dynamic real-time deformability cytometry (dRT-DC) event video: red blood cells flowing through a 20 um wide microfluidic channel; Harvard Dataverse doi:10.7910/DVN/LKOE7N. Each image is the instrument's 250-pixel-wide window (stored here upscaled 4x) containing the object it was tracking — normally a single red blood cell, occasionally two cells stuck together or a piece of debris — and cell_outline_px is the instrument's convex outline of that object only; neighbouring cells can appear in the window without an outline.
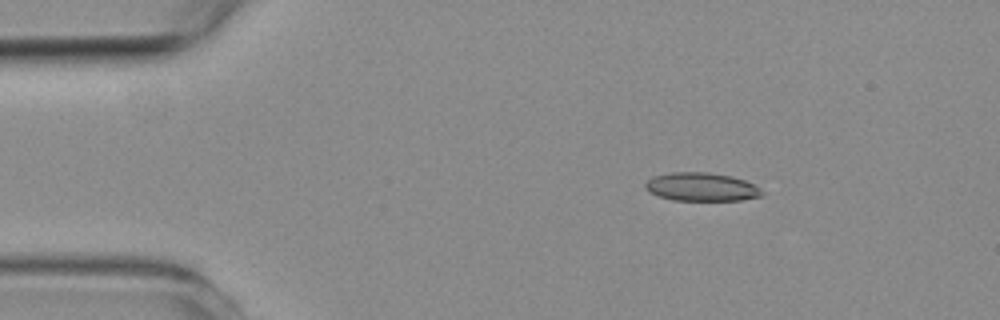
{"species": "common noctule bat (a hibernating species)", "species_latin": "Nyctalus noctula", "temperature_condition": "room temperature", "stored_images_in_passage": 4, "camera_frame_rate_fps": 3000, "um_per_image_px": 0.085, "animal": {"sex": "female", "body_mass_g": 19.3, "forearm_length_mm": 54.1}, "frame": {"image": 1, "passage_image": 2, "time_ms": 1.333, "image_size_px": [1000, 320], "cell_outline_px": [[764, 196], [740, 200], [672, 200], [648, 192], [644, 188], [644, 184], [652, 176], [672, 172], [708, 172], [732, 176], [744, 180], [760, 188], [764, 192]], "centroid_in_image_um": [59.61, 15.88], "position_along_channel_um": 25.4, "area_um2": 19.42}}
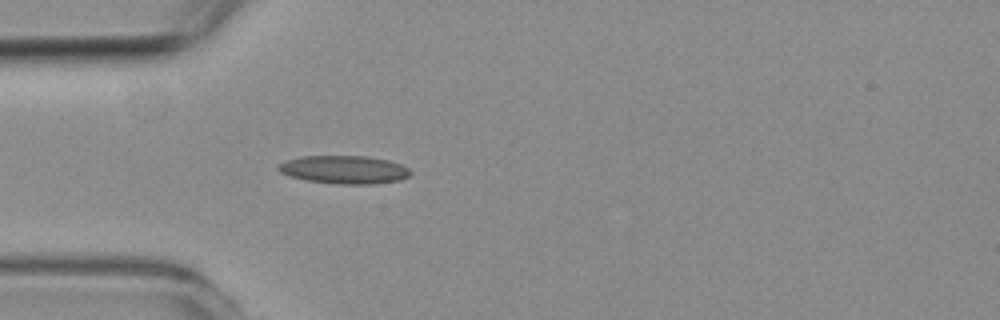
{"frame": {"image": 2, "passage_image": 4, "time_ms": 3.667, "image_size_px": [1000, 320], "cell_outline_px": [[412, 172], [408, 176], [400, 180], [372, 184], [336, 184], [308, 180], [292, 176], [280, 172], [276, 168], [284, 160], [300, 156], [368, 156], [388, 160], [400, 164], [408, 168]], "centroid_in_image_um": [29.26, 14.41], "position_along_channel_um": 55.7, "area_um2": 21.62}}